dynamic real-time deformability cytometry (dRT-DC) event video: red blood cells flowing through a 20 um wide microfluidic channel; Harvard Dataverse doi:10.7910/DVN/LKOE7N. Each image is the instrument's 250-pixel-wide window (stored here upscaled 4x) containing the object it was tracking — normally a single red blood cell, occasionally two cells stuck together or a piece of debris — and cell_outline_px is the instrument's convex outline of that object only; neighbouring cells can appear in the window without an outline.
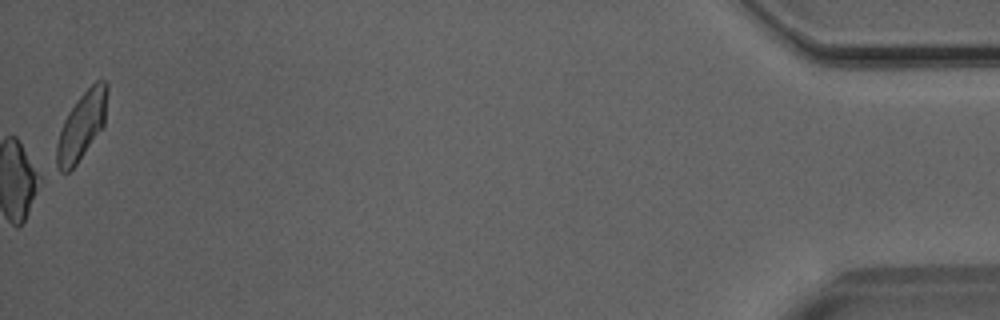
{"species": "Egyptian fruit bat (a non-hibernating species)", "species_latin": "Rousettus aegyptiacus", "temperature_condition": "room temperature", "stored_images_in_passage": 45, "camera_frame_rate_fps": 3000, "um_per_image_px": 0.085, "animal": {"sex": "male"}, "frame": {"image": 1, "passage_image": 45, "time_ms": 14.667, "image_size_px": [1000, 320], "cell_outline_px": [[108, 88], [104, 124], [76, 164], [68, 172], [60, 172], [56, 168], [56, 144], [64, 120], [68, 112], [76, 100], [96, 80], [104, 80], [108, 84]], "centroid_in_image_um": [6.93, 10.68], "position_along_channel_um": 428.3, "area_um2": 19.65}}